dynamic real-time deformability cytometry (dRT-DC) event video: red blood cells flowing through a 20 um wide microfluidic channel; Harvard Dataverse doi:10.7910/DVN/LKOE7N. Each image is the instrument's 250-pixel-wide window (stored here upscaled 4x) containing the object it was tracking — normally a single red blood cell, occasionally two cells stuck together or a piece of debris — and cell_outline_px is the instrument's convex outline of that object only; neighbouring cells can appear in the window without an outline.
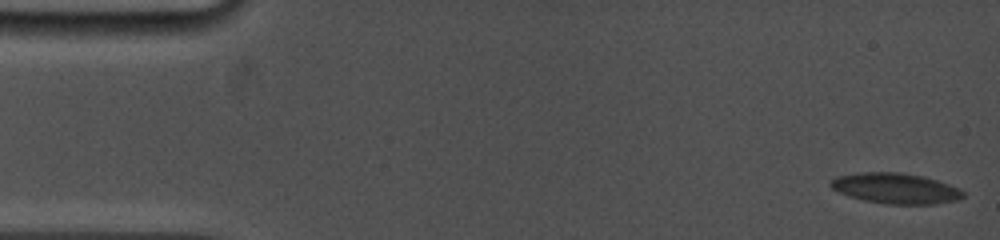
{"species": "common noctule bat (a hibernating species)", "species_latin": "Nyctalus noctula", "temperature_condition": "cold", "stored_images_in_passage": 7, "camera_frame_rate_fps": 5000, "um_per_image_px": 0.085, "animal": {"sex": "female", "body_mass_g": 19.0, "forearm_length_mm": 53.3}, "frame": {"image": 1, "passage_image": 1, "time_ms": 0.0, "image_size_px": [1000, 240], "cell_outline_px": [[964, 196], [960, 200], [936, 204], [888, 204], [864, 200], [848, 196], [832, 188], [828, 184], [836, 176], [860, 172], [900, 172], [924, 176], [960, 188], [964, 192]], "centroid_in_image_um": [76.15, 16.01], "position_along_channel_um": 8.9, "area_um2": 23.7}}
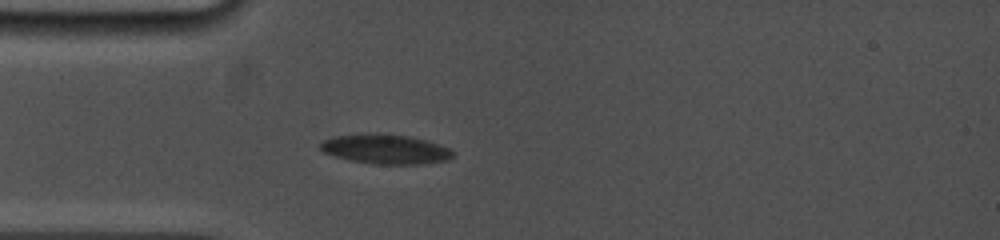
{"frame": {"image": 2, "passage_image": 7, "time_ms": 4.4, "image_size_px": [1000, 240], "cell_outline_px": [[452, 156], [448, 160], [424, 164], [376, 164], [348, 160], [324, 152], [320, 148], [320, 144], [324, 140], [332, 136], [368, 132], [380, 132], [412, 136], [448, 148], [452, 152]], "centroid_in_image_um": [32.72, 12.65], "position_along_channel_um": 52.3, "area_um2": 23.06}}